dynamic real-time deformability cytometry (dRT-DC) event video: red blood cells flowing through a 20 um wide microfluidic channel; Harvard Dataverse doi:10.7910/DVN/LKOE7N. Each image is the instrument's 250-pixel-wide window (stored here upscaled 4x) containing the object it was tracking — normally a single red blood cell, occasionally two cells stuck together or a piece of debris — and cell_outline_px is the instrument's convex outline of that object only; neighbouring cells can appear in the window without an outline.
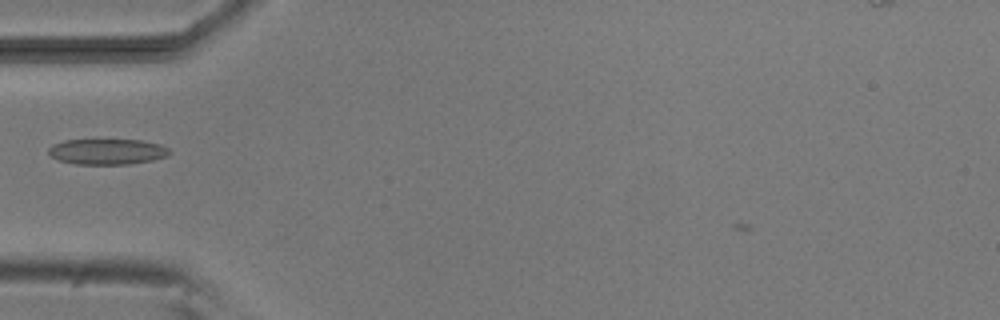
{"species": "common noctule bat (a hibernating species)", "species_latin": "Nyctalus noctula", "temperature_condition": "room temperature", "stored_images_in_passage": 3, "camera_frame_rate_fps": 3000, "um_per_image_px": 0.085, "animal": {"sex": "male", "body_mass_g": 20.5, "forearm_length_mm": 52.5}, "frame": {"image": 1, "passage_image": 2, "time_ms": 1.333, "image_size_px": [1000, 320], "cell_outline_px": [[172, 152], [168, 156], [152, 160], [128, 164], [76, 164], [60, 160], [52, 156], [48, 152], [48, 148], [52, 144], [64, 140], [140, 140], [160, 144], [168, 148]], "centroid_in_image_um": [9.13, 12.88], "position_along_channel_um": 75.9, "area_um2": 18.03}}
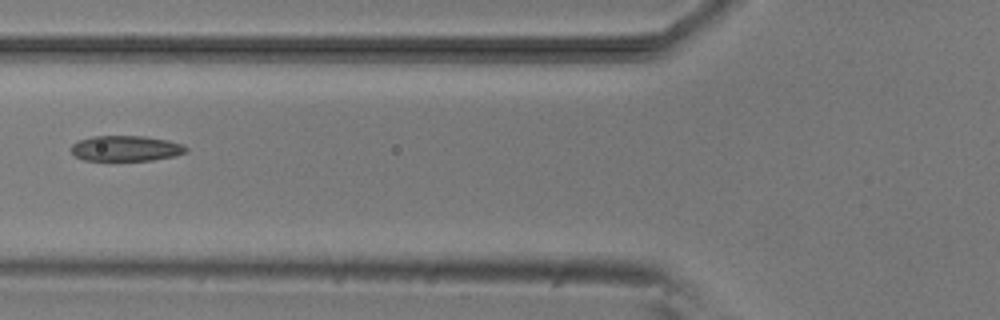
{"frame": {"image": 2, "passage_image": 3, "time_ms": 2.333, "image_size_px": [1000, 320], "cell_outline_px": [[188, 152], [176, 156], [152, 160], [84, 160], [76, 156], [72, 152], [72, 144], [80, 140], [92, 136], [144, 136], [168, 140], [184, 144], [188, 148]], "centroid_in_image_um": [10.77, 12.61], "position_along_channel_um": 115.0, "area_um2": 17.11}}